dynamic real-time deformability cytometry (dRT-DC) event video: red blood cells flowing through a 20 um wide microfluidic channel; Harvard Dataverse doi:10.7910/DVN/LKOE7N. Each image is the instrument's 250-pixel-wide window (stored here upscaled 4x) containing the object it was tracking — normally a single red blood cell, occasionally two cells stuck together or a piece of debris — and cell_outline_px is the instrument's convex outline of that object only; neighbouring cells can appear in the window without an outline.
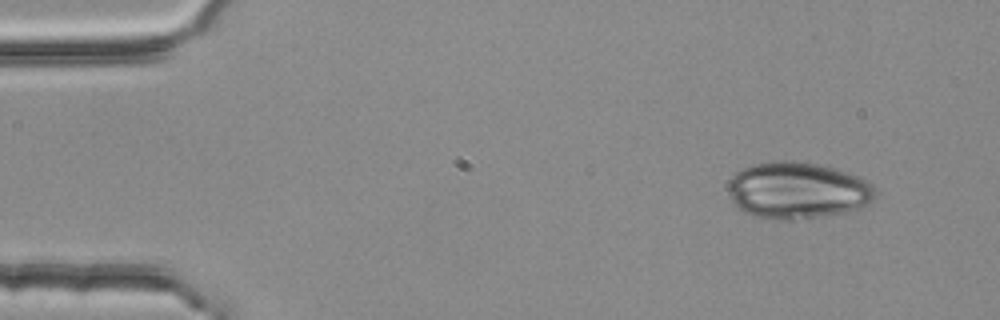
{"species": "common noctule bat (a hibernating species)", "species_latin": "Nyctalus noctula", "temperature_condition": "room temperature", "stored_images_in_passage": 4, "camera_frame_rate_fps": 3000, "um_per_image_px": 0.085, "animal": {"sex": "female", "body_mass_g": 25.1}, "frame": {"image": 1, "passage_image": 1, "time_ms": 0.0, "image_size_px": [1000, 320], "cell_outline_px": [[876, 196], [872, 200], [860, 208], [844, 212], [792, 220], [784, 220], [752, 216], [740, 208], [732, 200], [728, 192], [728, 180], [736, 172], [744, 168], [756, 164], [780, 160], [792, 160], [824, 164], [868, 180], [876, 188]], "centroid_in_image_um": [67.8, 16.17], "position_along_channel_um": 17.2, "area_um2": 48.67}}